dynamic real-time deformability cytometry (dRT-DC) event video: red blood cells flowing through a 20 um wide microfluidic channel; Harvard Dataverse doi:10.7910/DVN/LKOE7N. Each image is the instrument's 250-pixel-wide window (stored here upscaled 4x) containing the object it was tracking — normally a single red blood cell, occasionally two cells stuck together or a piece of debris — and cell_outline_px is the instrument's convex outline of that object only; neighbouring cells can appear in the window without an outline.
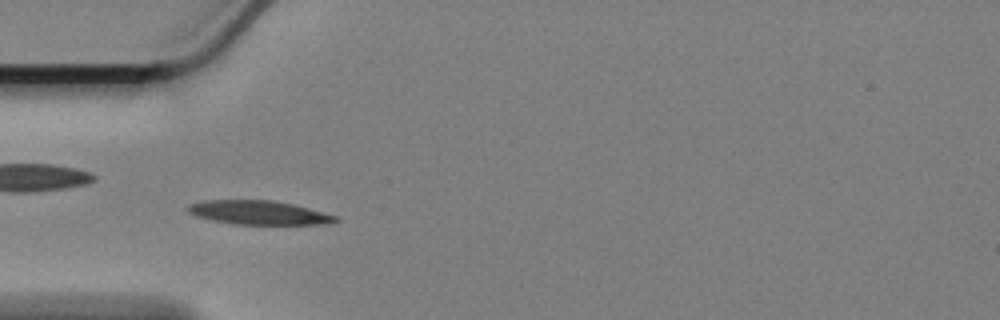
{"species": "Egyptian fruit bat (a non-hibernating species)", "species_latin": "Rousettus aegyptiacus", "temperature_condition": "cold", "stored_images_in_passage": 58, "camera_frame_rate_fps": 3000, "um_per_image_px": 0.085, "animal": {"sex": "female"}, "frame": {"image": 1, "passage_image": 17, "time_ms": 5.333, "image_size_px": [1000, 320], "cell_outline_px": [[340, 220], [332, 224], [232, 224], [212, 220], [196, 216], [188, 212], [184, 208], [188, 204], [204, 200], [272, 200], [292, 204], [308, 208], [336, 216]], "centroid_in_image_um": [21.95, 18.07], "position_along_channel_um": 63.0, "area_um2": 20.63}}
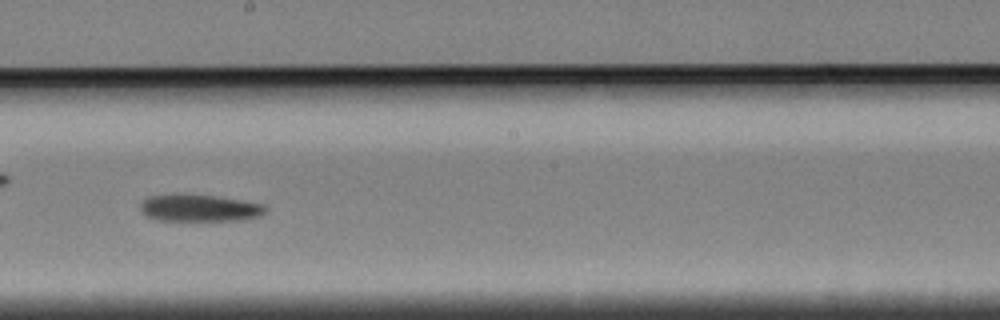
{"frame": {"image": 2, "passage_image": 32, "time_ms": 10.333, "image_size_px": [1000, 320], "cell_outline_px": [[268, 208], [260, 216], [240, 220], [156, 220], [140, 212], [140, 204], [148, 196], [216, 196], [244, 200], [264, 204]], "centroid_in_image_um": [17.0, 17.7], "position_along_channel_um": 231.2, "area_um2": 19.19}}
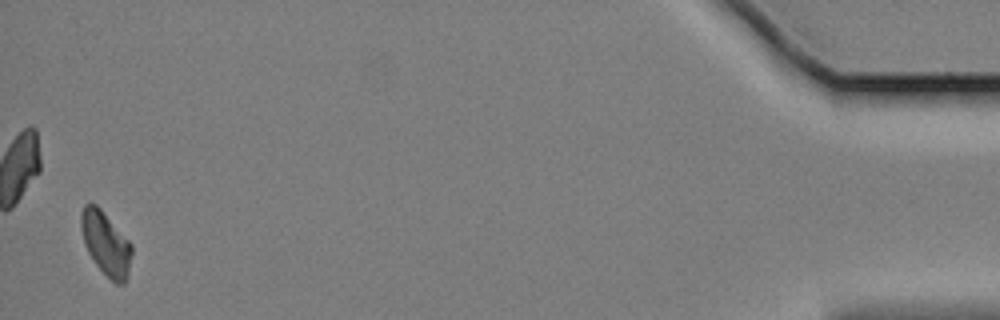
{"frame": {"image": 3, "passage_image": 57, "time_ms": 18.667, "image_size_px": [1000, 320], "cell_outline_px": [[132, 252], [128, 276], [124, 284], [116, 284], [96, 264], [88, 252], [84, 244], [80, 228], [80, 212], [84, 204], [96, 204], [100, 208], [132, 244]], "centroid_in_image_um": [8.98, 20.68], "position_along_channel_um": 426.2, "area_um2": 18.73}, "authors_computed_cell_mechanics": {"area_um2": 19.9988, "velocity_mm_per_s": 3.3783, "shape_relaxation_time_tau1_ms": 7.8271, "shape_relaxation_time_tau2_ms": null, "deformation_change_tau1": 0.1457, "deformation_change_tau2": null}}